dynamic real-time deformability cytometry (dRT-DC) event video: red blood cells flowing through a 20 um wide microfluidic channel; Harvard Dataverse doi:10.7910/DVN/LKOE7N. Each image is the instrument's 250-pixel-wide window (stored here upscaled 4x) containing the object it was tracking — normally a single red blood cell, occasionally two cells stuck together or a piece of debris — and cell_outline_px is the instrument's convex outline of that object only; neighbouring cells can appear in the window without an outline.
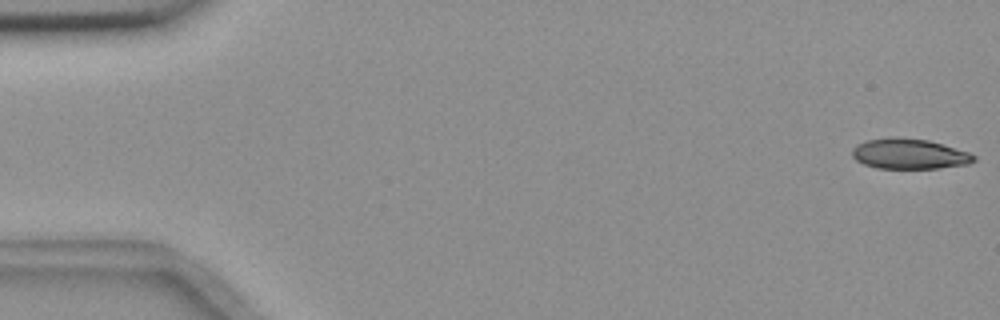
{"species": "common noctule bat (a hibernating species)", "species_latin": "Nyctalus noctula", "temperature_condition": "room temperature", "stored_images_in_passage": 16, "camera_frame_rate_fps": 3000, "um_per_image_px": 0.085, "animal": {"sex": "female", "body_mass_g": 18.4}, "frame": {"image": 1, "passage_image": 1, "time_ms": 0.0, "image_size_px": [1000, 320], "cell_outline_px": [[976, 160], [968, 164], [940, 168], [876, 168], [864, 164], [856, 160], [852, 156], [852, 148], [856, 144], [868, 140], [928, 140], [968, 152], [976, 156]], "centroid_in_image_um": [77.31, 13.13], "position_along_channel_um": 7.7, "area_um2": 20.63}}
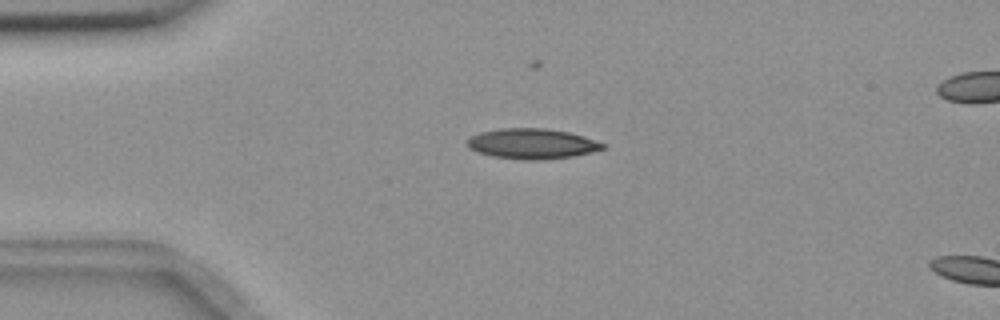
{"frame": {"image": 2, "passage_image": 13, "time_ms": 4.0, "image_size_px": [1000, 320], "cell_outline_px": [[608, 148], [592, 152], [572, 156], [540, 160], [524, 160], [492, 156], [468, 148], [468, 140], [472, 136], [480, 132], [500, 128], [544, 128], [568, 132], [584, 136], [604, 144]], "centroid_in_image_um": [45.25, 12.21], "position_along_channel_um": 39.8, "area_um2": 23.81}}